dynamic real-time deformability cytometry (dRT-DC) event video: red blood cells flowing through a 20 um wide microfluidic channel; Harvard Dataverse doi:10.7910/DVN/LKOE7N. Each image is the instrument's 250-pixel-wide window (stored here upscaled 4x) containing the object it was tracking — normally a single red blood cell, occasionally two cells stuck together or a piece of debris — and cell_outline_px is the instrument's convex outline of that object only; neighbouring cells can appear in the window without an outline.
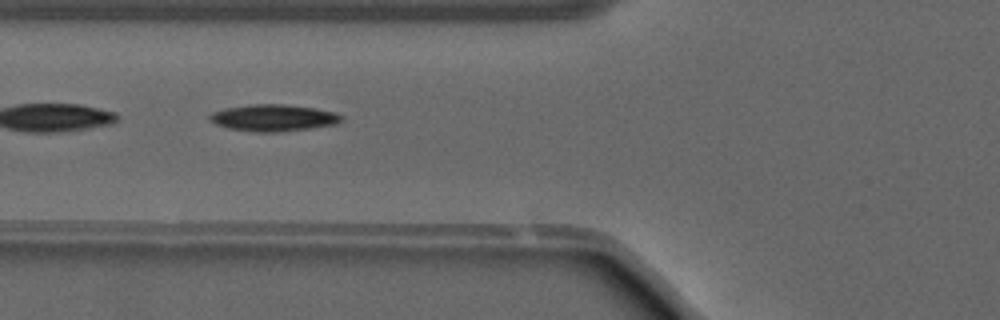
{"species": "common noctule bat (a hibernating species)", "species_latin": "Nyctalus noctula", "temperature_condition": "warm", "stored_images_in_passage": 38, "segment_of_instrument_passage": [2, 2], "camera_frame_rate_fps": 3000, "um_per_image_px": 0.085, "animal": {"sex": "male", "forearm_length_mm": 52.5}, "frame": {"image": 1, "passage_image": 7, "time_ms": 2.0, "image_size_px": [1000, 320], "cell_outline_px": [[344, 120], [336, 124], [308, 128], [276, 132], [256, 132], [228, 128], [216, 124], [208, 120], [208, 116], [212, 112], [224, 108], [252, 104], [284, 104], [316, 108], [332, 112], [344, 116]], "centroid_in_image_um": [23.22, 10.01], "position_along_channel_um": 102.6, "area_um2": 20.52}}
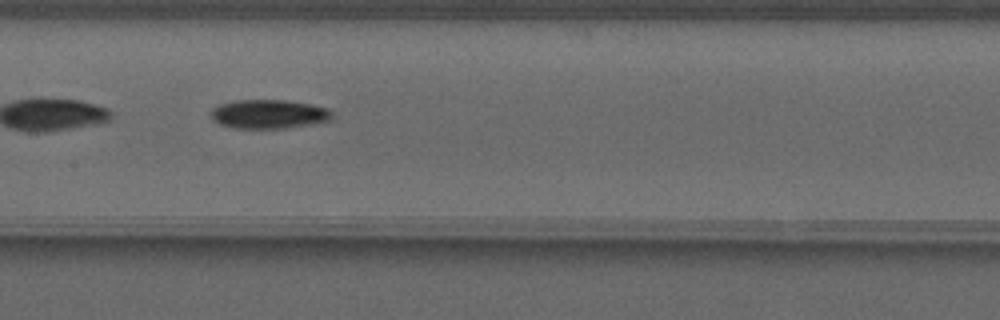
{"frame": {"image": 2, "passage_image": 13, "time_ms": 4.0, "image_size_px": [1000, 320], "cell_outline_px": [[332, 116], [328, 120], [312, 124], [284, 128], [232, 128], [220, 124], [212, 116], [212, 108], [220, 104], [232, 100], [284, 100], [308, 104], [328, 108], [332, 112]], "centroid_in_image_um": [22.83, 9.69], "position_along_channel_um": 184.6, "area_um2": 20.23}}
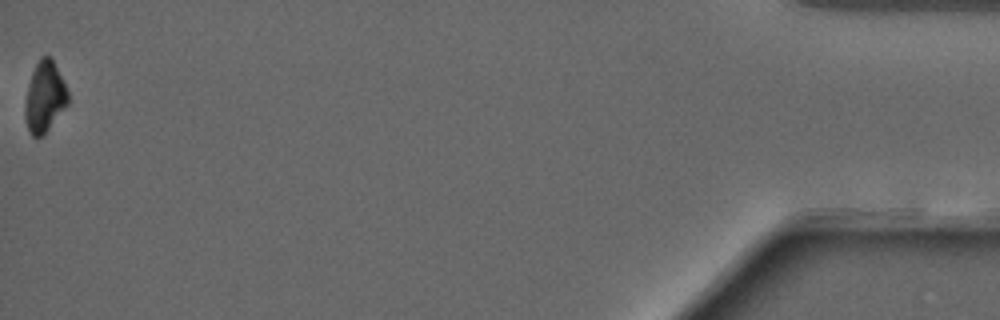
{"frame": {"image": 3, "passage_image": 38, "time_ms": 12.333, "image_size_px": [1000, 320], "cell_outline_px": [[68, 104], [44, 136], [32, 136], [28, 132], [24, 116], [24, 104], [32, 72], [40, 56], [48, 56], [52, 60], [68, 92]], "centroid_in_image_um": [3.77, 8.3], "position_along_channel_um": 431.4, "area_um2": 17.57}}